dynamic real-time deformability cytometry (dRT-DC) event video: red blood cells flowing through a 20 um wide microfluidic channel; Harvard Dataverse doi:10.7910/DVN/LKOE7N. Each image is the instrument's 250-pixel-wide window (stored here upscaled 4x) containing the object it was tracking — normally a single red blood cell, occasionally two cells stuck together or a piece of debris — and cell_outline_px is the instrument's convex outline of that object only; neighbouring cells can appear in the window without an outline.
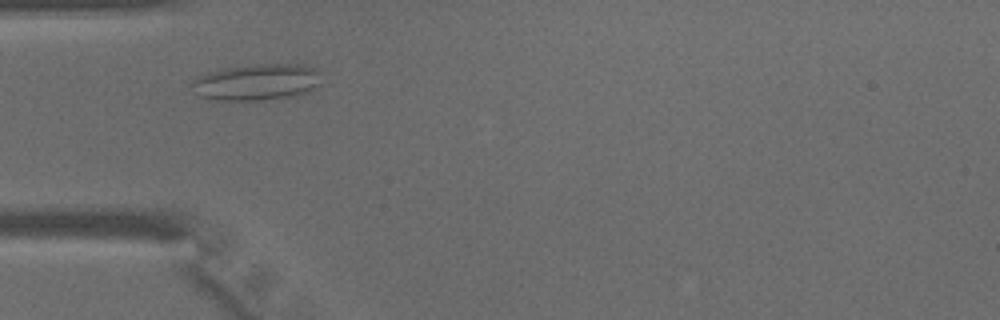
{"species": "common noctule bat (a hibernating species)", "species_latin": "Nyctalus noctula", "temperature_condition": "warm", "stored_images_in_passage": 32, "camera_frame_rate_fps": 3000, "um_per_image_px": 0.085, "animal": {"sex": "male", "body_mass_g": 15.6}, "frame": {"image": 1, "passage_image": 2, "time_ms": 0.333, "image_size_px": [1000, 320], "cell_outline_px": [[320, 84], [308, 92], [292, 96], [260, 100], [216, 100], [200, 96], [188, 84], [192, 80], [208, 72], [224, 68], [260, 64], [300, 64], [312, 68], [316, 72]], "centroid_in_image_um": [21.77, 6.99], "position_along_channel_um": 63.2, "area_um2": 27.17}}
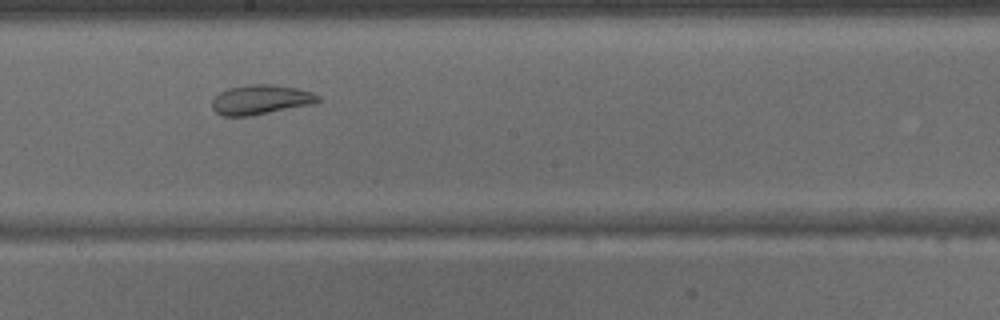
{"frame": {"image": 2, "passage_image": 13, "time_ms": 4.0, "image_size_px": [1000, 320], "cell_outline_px": [[320, 100], [312, 104], [252, 116], [220, 116], [212, 108], [212, 100], [220, 92], [228, 88], [248, 84], [272, 84], [296, 88], [312, 92], [320, 96]], "centroid_in_image_um": [22.14, 8.47], "position_along_channel_um": 226.1, "area_um2": 18.38}}
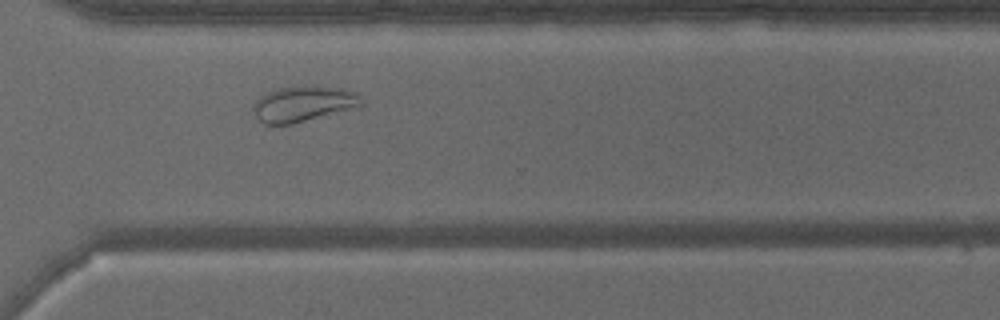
{"frame": {"image": 3, "passage_image": 21, "time_ms": 6.667, "image_size_px": [1000, 320], "cell_outline_px": [[364, 104], [360, 108], [292, 124], [264, 124], [256, 116], [252, 108], [252, 104], [264, 92], [280, 88], [340, 88], [356, 92], [364, 100]], "centroid_in_image_um": [25.82, 8.87], "position_along_channel_um": 344.8, "area_um2": 22.31}}